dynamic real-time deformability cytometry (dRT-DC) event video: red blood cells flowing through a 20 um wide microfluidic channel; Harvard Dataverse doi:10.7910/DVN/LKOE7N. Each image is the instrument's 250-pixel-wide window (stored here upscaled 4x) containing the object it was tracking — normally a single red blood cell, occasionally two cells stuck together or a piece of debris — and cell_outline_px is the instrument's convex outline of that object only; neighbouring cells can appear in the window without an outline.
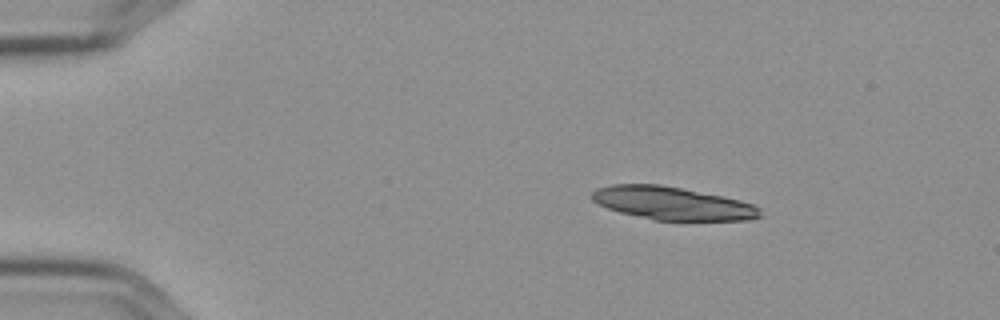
{"species": "Egyptian fruit bat (a non-hibernating species)", "species_latin": "Rousettus aegyptiacus", "temperature_condition": "cold", "stored_images_in_passage": 5, "camera_frame_rate_fps": 3000, "um_per_image_px": 0.085, "frame": {"image": 1, "passage_image": 1, "time_ms": 0.0, "image_size_px": [1000, 320], "cell_outline_px": [[764, 216], [752, 220], [652, 220], [620, 212], [608, 208], [592, 200], [588, 196], [596, 188], [612, 184], [660, 184], [724, 196], [740, 200], [752, 204], [760, 208]], "centroid_in_image_um": [57.17, 17.28], "position_along_channel_um": 27.8, "area_um2": 32.6}}
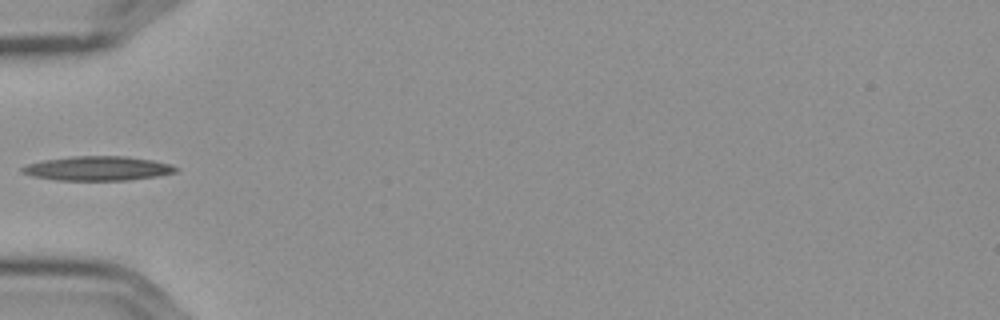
{"frame": {"image": 2, "passage_image": 4, "time_ms": 1.0, "image_size_px": [1000, 320], "cell_outline_px": [[180, 168], [176, 172], [156, 176], [128, 180], [56, 180], [32, 176], [20, 172], [20, 168], [28, 164], [44, 160], [72, 156], [124, 156], [152, 160], [172, 164]], "centroid_in_image_um": [8.31, 14.31], "position_along_channel_um": 76.7, "area_um2": 21.79}}
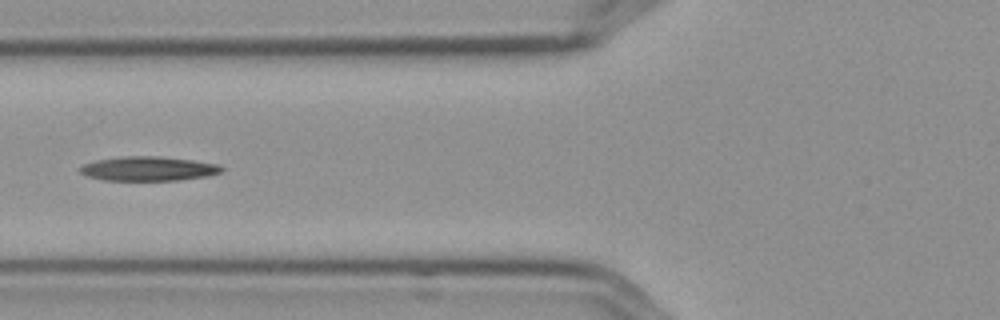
{"frame": {"image": 3, "passage_image": 5, "time_ms": 1.333, "image_size_px": [1000, 320], "cell_outline_px": [[224, 168], [220, 172], [208, 176], [180, 180], [104, 180], [88, 176], [80, 172], [80, 168], [84, 164], [96, 160], [124, 156], [160, 156], [192, 160], [216, 164]], "centroid_in_image_um": [12.62, 14.33], "position_along_channel_um": 113.2, "area_um2": 19.88}}